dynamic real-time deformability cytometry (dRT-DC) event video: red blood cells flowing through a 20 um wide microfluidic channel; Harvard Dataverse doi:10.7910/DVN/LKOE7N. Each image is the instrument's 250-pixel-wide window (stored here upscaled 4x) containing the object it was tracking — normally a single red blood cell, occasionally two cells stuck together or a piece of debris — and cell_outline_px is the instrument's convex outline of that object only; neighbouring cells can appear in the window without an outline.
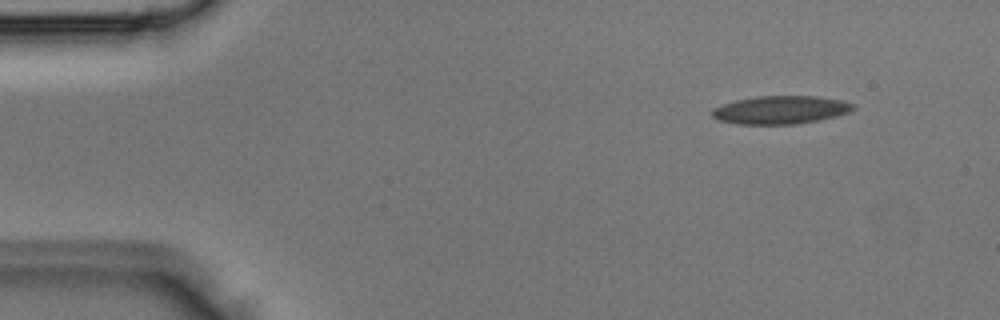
{"species": "Egyptian fruit bat (a non-hibernating species)", "species_latin": "Rousettus aegyptiacus", "temperature_condition": "room temperature", "stored_images_in_passage": 4, "camera_frame_rate_fps": 3000, "um_per_image_px": 0.085, "animal": {"sex": "male"}, "frame": {"image": 1, "passage_image": 1, "time_ms": 0.0, "image_size_px": [1000, 320], "cell_outline_px": [[856, 108], [848, 112], [836, 116], [796, 124], [736, 124], [716, 120], [712, 116], [712, 108], [736, 100], [756, 96], [820, 96], [840, 100], [856, 104]], "centroid_in_image_um": [66.34, 9.34], "position_along_channel_um": 18.7, "area_um2": 23.18}}